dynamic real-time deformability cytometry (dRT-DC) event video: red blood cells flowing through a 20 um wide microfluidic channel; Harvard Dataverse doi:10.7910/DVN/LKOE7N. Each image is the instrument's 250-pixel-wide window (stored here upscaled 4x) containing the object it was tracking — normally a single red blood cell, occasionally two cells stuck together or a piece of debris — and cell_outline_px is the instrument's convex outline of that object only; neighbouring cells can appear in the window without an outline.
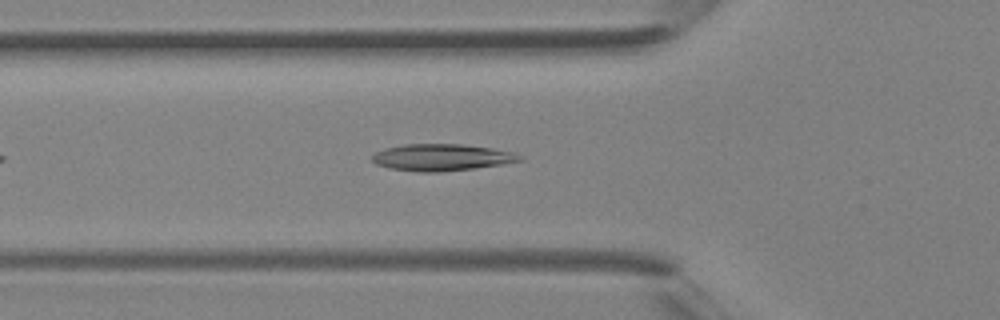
{"species": "Egyptian fruit bat (a non-hibernating species)", "species_latin": "Rousettus aegyptiacus", "temperature_condition": "room temperature", "stored_images_in_passage": 32, "camera_frame_rate_fps": 3000, "um_per_image_px": 0.085, "animal": {"sex": "female"}, "frame": {"image": 1, "passage_image": 6, "time_ms": 1.667, "image_size_px": [1000, 320], "cell_outline_px": [[524, 160], [504, 164], [440, 172], [416, 172], [388, 168], [376, 164], [372, 160], [372, 156], [376, 152], [384, 148], [404, 144], [460, 144], [492, 148], [512, 152], [520, 156]], "centroid_in_image_um": [37.51, 13.38], "position_along_channel_um": 88.3, "area_um2": 23.0}}
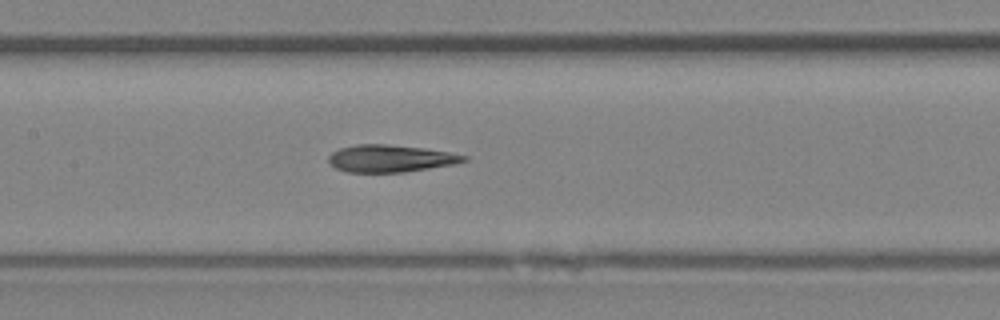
{"frame": {"image": 2, "passage_image": 11, "time_ms": 3.333, "image_size_px": [1000, 320], "cell_outline_px": [[468, 160], [456, 164], [404, 172], [348, 172], [336, 168], [328, 160], [328, 156], [332, 152], [340, 148], [356, 144], [384, 144], [424, 148], [448, 152], [468, 156]], "centroid_in_image_um": [33.2, 13.47], "position_along_channel_um": 174.2, "area_um2": 21.39}}
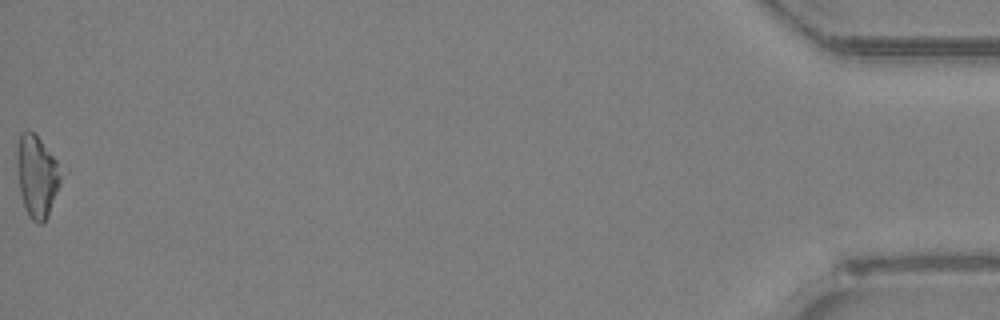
{"frame": {"image": 3, "passage_image": 32, "time_ms": 10.333, "image_size_px": [1000, 320], "cell_outline_px": [[68, 172], [48, 216], [40, 224], [36, 224], [28, 216], [24, 208], [20, 192], [16, 164], [16, 152], [20, 132], [32, 132], [68, 168]], "centroid_in_image_um": [3.25, 14.98], "position_along_channel_um": 432.0, "area_um2": 22.43}}